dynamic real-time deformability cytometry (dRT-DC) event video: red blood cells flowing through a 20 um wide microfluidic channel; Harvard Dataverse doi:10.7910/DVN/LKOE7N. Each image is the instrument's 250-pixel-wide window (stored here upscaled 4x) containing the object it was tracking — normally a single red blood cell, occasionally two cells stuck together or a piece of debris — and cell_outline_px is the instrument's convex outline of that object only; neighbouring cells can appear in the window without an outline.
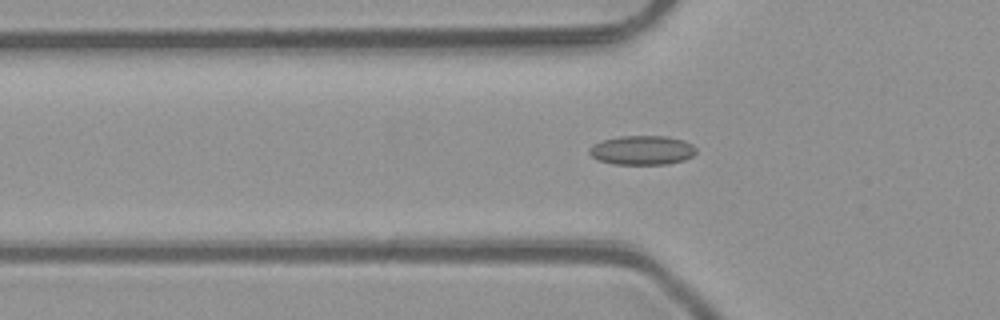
{"species": "common noctule bat (a hibernating species)", "species_latin": "Nyctalus noctula", "temperature_condition": "room temperature", "stored_images_in_passage": 49, "camera_frame_rate_fps": 3000, "um_per_image_px": 0.085, "animal": {"sex": "male", "body_mass_g": 23.1, "forearm_length_mm": 52.7}, "frame": {"image": 1, "passage_image": 15, "time_ms": 4.667, "image_size_px": [1000, 320], "cell_outline_px": [[696, 152], [692, 156], [684, 160], [668, 164], [612, 164], [596, 160], [588, 152], [588, 148], [592, 144], [604, 140], [620, 136], [664, 136], [684, 140], [692, 144], [696, 148]], "centroid_in_image_um": [54.56, 12.77], "position_along_channel_um": 71.2, "area_um2": 18.32}}
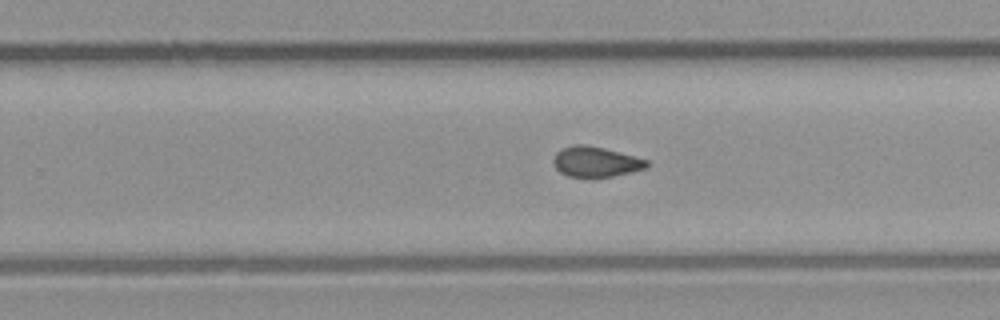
{"frame": {"image": 2, "passage_image": 30, "time_ms": 9.667, "image_size_px": [1000, 320], "cell_outline_px": [[648, 168], [632, 172], [612, 176], [568, 176], [560, 172], [552, 164], [552, 160], [556, 152], [564, 148], [576, 144], [580, 144], [604, 148], [648, 160]], "centroid_in_image_um": [50.63, 13.75], "position_along_channel_um": 279.2, "area_um2": 16.24}}
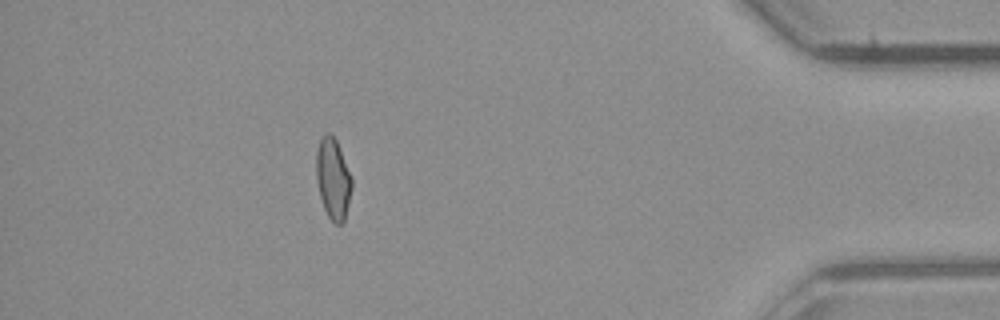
{"frame": {"image": 3, "passage_image": 43, "time_ms": 14.0, "image_size_px": [1000, 320], "cell_outline_px": [[352, 188], [344, 224], [336, 224], [328, 216], [324, 208], [320, 196], [316, 176], [316, 152], [320, 140], [324, 132], [328, 132], [336, 140], [352, 176]], "centroid_in_image_um": [28.32, 15.2], "position_along_channel_um": 406.9, "area_um2": 16.82}, "authors_computed_cell_mechanics": {"area_um2": 16.9932, "velocity_mm_per_s": 4.1385, "shape_relaxation_time_tau1_ms": 9.3282, "shape_relaxation_time_tau2_ms": 1.2763, "deformation_change_tau1": 0.1666, "deformation_change_tau2": 0.0591}}